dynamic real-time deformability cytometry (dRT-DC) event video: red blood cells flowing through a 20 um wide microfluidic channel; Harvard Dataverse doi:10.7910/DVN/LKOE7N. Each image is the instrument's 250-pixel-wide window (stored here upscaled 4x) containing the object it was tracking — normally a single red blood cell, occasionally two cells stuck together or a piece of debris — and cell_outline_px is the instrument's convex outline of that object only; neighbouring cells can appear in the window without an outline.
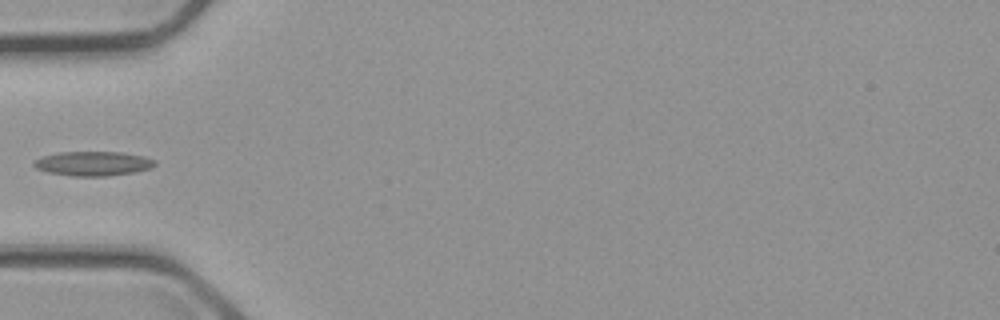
{"species": "common noctule bat (a hibernating species)", "species_latin": "Nyctalus noctula", "temperature_condition": "cold", "stored_images_in_passage": 38, "camera_frame_rate_fps": 3000, "um_per_image_px": 0.085, "animal": {"sex": "male", "body_mass_g": 23.1, "forearm_length_mm": 52.7}, "frame": {"image": 1, "passage_image": 1, "time_ms": 0.0, "image_size_px": [1000, 320], "cell_outline_px": [[156, 164], [152, 168], [136, 172], [108, 176], [72, 176], [48, 172], [36, 168], [32, 164], [36, 160], [44, 156], [60, 152], [120, 152], [144, 156], [156, 160]], "centroid_in_image_um": [7.96, 13.91], "position_along_channel_um": 77.0, "area_um2": 17.22}}
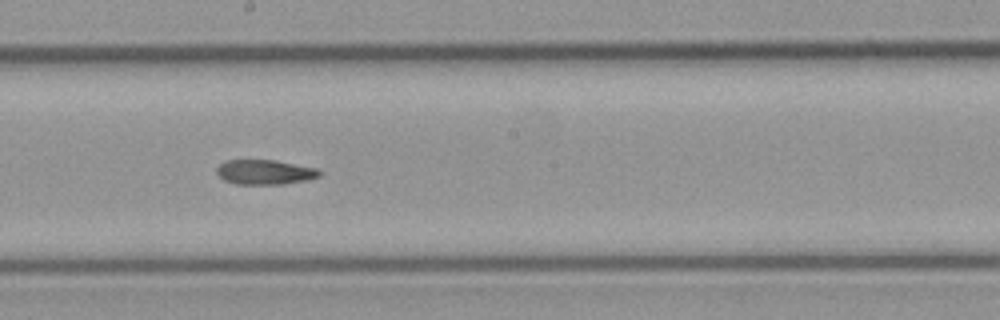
{"frame": {"image": 2, "passage_image": 13, "time_ms": 4.0, "image_size_px": [1000, 320], "cell_outline_px": [[320, 176], [308, 180], [284, 184], [236, 184], [224, 180], [216, 172], [216, 168], [224, 160], [276, 160], [316, 168], [320, 172]], "centroid_in_image_um": [22.5, 14.63], "position_along_channel_um": 225.7, "area_um2": 14.85}}
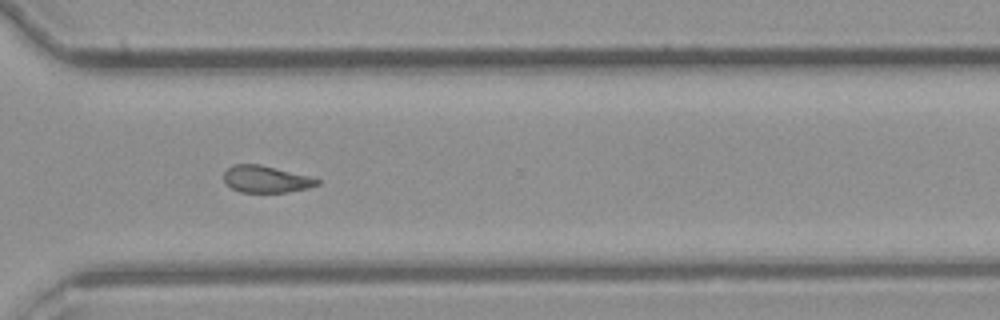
{"frame": {"image": 3, "passage_image": 23, "time_ms": 7.333, "image_size_px": [1000, 320], "cell_outline_px": [[320, 184], [308, 188], [288, 192], [240, 192], [232, 188], [224, 180], [224, 172], [232, 164], [260, 164], [312, 176], [320, 180]], "centroid_in_image_um": [22.65, 15.22], "position_along_channel_um": 348.0, "area_um2": 14.74}}